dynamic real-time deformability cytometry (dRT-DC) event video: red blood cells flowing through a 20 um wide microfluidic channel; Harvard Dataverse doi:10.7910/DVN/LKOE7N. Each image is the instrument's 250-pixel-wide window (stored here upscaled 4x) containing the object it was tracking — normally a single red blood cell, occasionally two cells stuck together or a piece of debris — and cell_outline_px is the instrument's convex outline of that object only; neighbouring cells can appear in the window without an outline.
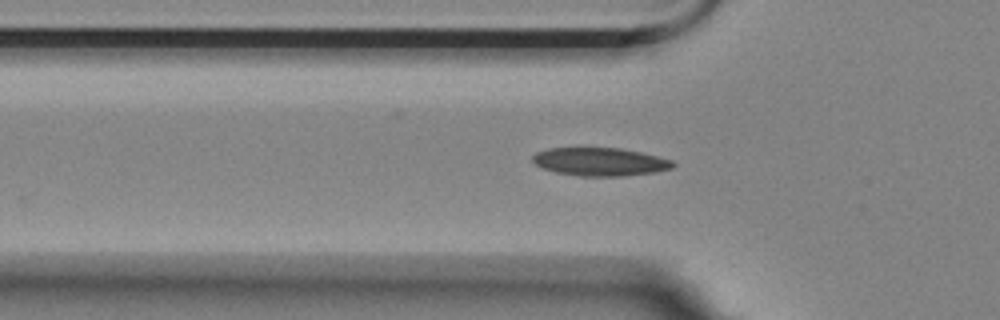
{"species": "Egyptian fruit bat (a non-hibernating species)", "species_latin": "Rousettus aegyptiacus", "temperature_condition": "room temperature", "stored_images_in_passage": 35, "camera_frame_rate_fps": 3000, "um_per_image_px": 0.085, "animal": {"sex": "female"}, "frame": {"image": 1, "passage_image": 5, "time_ms": 1.333, "image_size_px": [1000, 320], "cell_outline_px": [[676, 164], [672, 168], [656, 172], [624, 176], [580, 176], [556, 172], [544, 168], [536, 164], [532, 160], [532, 156], [536, 152], [548, 148], [620, 148], [640, 152], [672, 160]], "centroid_in_image_um": [51.01, 13.75], "position_along_channel_um": 74.8, "area_um2": 22.95}}
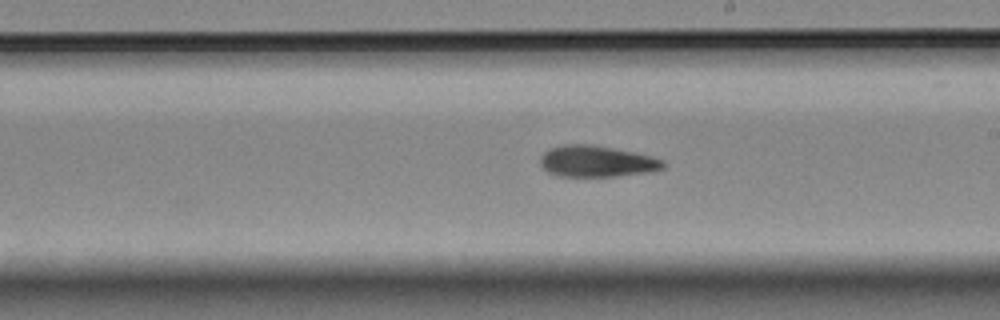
{"frame": {"image": 2, "passage_image": 19, "time_ms": 6.0, "image_size_px": [1000, 320], "cell_outline_px": [[664, 168], [648, 172], [616, 176], [560, 176], [548, 172], [540, 164], [540, 156], [544, 152], [552, 148], [564, 144], [592, 144], [652, 156], [664, 160]], "centroid_in_image_um": [50.71, 13.71], "position_along_channel_um": 238.3, "area_um2": 22.25}}
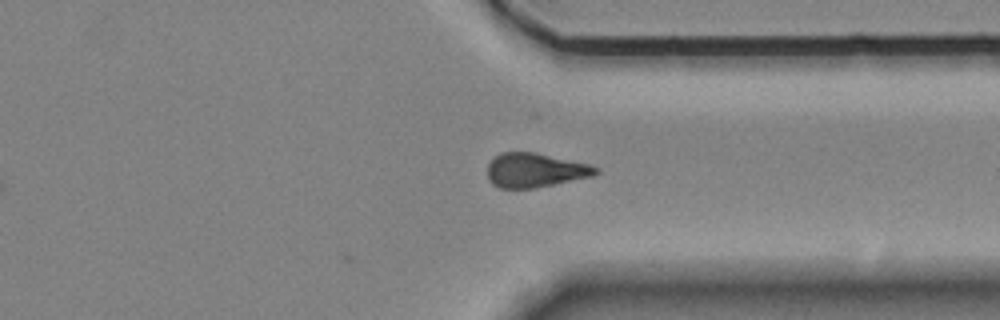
{"frame": {"image": 3, "passage_image": 30, "time_ms": 9.667, "image_size_px": [1000, 320], "cell_outline_px": [[600, 172], [592, 176], [536, 188], [500, 188], [492, 184], [488, 180], [488, 164], [500, 152], [536, 152], [592, 164], [600, 168]], "centroid_in_image_um": [45.52, 14.46], "position_along_channel_um": 365.9, "area_um2": 21.85}, "authors_computed_cell_mechanics": {"area_um2": 22.253, "velocity_mm_per_s": 3.4928, "shape_relaxation_time_tau1_ms": 9.1628, "shape_relaxation_time_tau2_ms": 9.0932, "deformation_change_tau1": 0.1562, "deformation_change_tau2": 0.1563}}